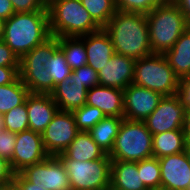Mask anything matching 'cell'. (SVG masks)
Masks as SVG:
<instances>
[{"label": "cell", "mask_w": 190, "mask_h": 190, "mask_svg": "<svg viewBox=\"0 0 190 190\" xmlns=\"http://www.w3.org/2000/svg\"><path fill=\"white\" fill-rule=\"evenodd\" d=\"M4 129V123H3V117L2 115L0 114V131Z\"/></svg>", "instance_id": "681fc988"}, {"label": "cell", "mask_w": 190, "mask_h": 190, "mask_svg": "<svg viewBox=\"0 0 190 190\" xmlns=\"http://www.w3.org/2000/svg\"><path fill=\"white\" fill-rule=\"evenodd\" d=\"M15 13L47 10V0H11Z\"/></svg>", "instance_id": "d590c367"}, {"label": "cell", "mask_w": 190, "mask_h": 190, "mask_svg": "<svg viewBox=\"0 0 190 190\" xmlns=\"http://www.w3.org/2000/svg\"><path fill=\"white\" fill-rule=\"evenodd\" d=\"M59 49L72 71L87 65L85 43L80 37H59Z\"/></svg>", "instance_id": "484cf974"}, {"label": "cell", "mask_w": 190, "mask_h": 190, "mask_svg": "<svg viewBox=\"0 0 190 190\" xmlns=\"http://www.w3.org/2000/svg\"><path fill=\"white\" fill-rule=\"evenodd\" d=\"M29 94L20 77L11 84L0 85V114L3 115L14 107L22 105Z\"/></svg>", "instance_id": "d4e9b609"}, {"label": "cell", "mask_w": 190, "mask_h": 190, "mask_svg": "<svg viewBox=\"0 0 190 190\" xmlns=\"http://www.w3.org/2000/svg\"><path fill=\"white\" fill-rule=\"evenodd\" d=\"M4 26H5V20L0 18V41H3Z\"/></svg>", "instance_id": "bcb514c9"}, {"label": "cell", "mask_w": 190, "mask_h": 190, "mask_svg": "<svg viewBox=\"0 0 190 190\" xmlns=\"http://www.w3.org/2000/svg\"><path fill=\"white\" fill-rule=\"evenodd\" d=\"M19 77L29 93L51 94L55 88L45 65H20Z\"/></svg>", "instance_id": "44dd1931"}, {"label": "cell", "mask_w": 190, "mask_h": 190, "mask_svg": "<svg viewBox=\"0 0 190 190\" xmlns=\"http://www.w3.org/2000/svg\"><path fill=\"white\" fill-rule=\"evenodd\" d=\"M45 66L47 71L50 73L55 86L63 82L65 79L70 78L72 69L67 64L65 56L59 48L50 57L49 61Z\"/></svg>", "instance_id": "1f68e13d"}, {"label": "cell", "mask_w": 190, "mask_h": 190, "mask_svg": "<svg viewBox=\"0 0 190 190\" xmlns=\"http://www.w3.org/2000/svg\"><path fill=\"white\" fill-rule=\"evenodd\" d=\"M15 13L11 0H0V18L7 20Z\"/></svg>", "instance_id": "b9f144b4"}, {"label": "cell", "mask_w": 190, "mask_h": 190, "mask_svg": "<svg viewBox=\"0 0 190 190\" xmlns=\"http://www.w3.org/2000/svg\"><path fill=\"white\" fill-rule=\"evenodd\" d=\"M103 29L109 35L115 53L135 60L152 54L146 14L117 10Z\"/></svg>", "instance_id": "6da1fadb"}, {"label": "cell", "mask_w": 190, "mask_h": 190, "mask_svg": "<svg viewBox=\"0 0 190 190\" xmlns=\"http://www.w3.org/2000/svg\"><path fill=\"white\" fill-rule=\"evenodd\" d=\"M85 43L87 52V65L96 72L107 64L108 60L115 54L114 46L109 35L102 28L101 30L79 36Z\"/></svg>", "instance_id": "e0dca14e"}, {"label": "cell", "mask_w": 190, "mask_h": 190, "mask_svg": "<svg viewBox=\"0 0 190 190\" xmlns=\"http://www.w3.org/2000/svg\"><path fill=\"white\" fill-rule=\"evenodd\" d=\"M169 0H116V9L121 12L148 14L155 7Z\"/></svg>", "instance_id": "d6a6232c"}, {"label": "cell", "mask_w": 190, "mask_h": 190, "mask_svg": "<svg viewBox=\"0 0 190 190\" xmlns=\"http://www.w3.org/2000/svg\"><path fill=\"white\" fill-rule=\"evenodd\" d=\"M148 190H172V189H169V188H166V187H163V186H159V187H155V188L148 189Z\"/></svg>", "instance_id": "c3c4849f"}, {"label": "cell", "mask_w": 190, "mask_h": 190, "mask_svg": "<svg viewBox=\"0 0 190 190\" xmlns=\"http://www.w3.org/2000/svg\"><path fill=\"white\" fill-rule=\"evenodd\" d=\"M15 173L11 168L10 162L0 156V188L14 181Z\"/></svg>", "instance_id": "f35d334b"}, {"label": "cell", "mask_w": 190, "mask_h": 190, "mask_svg": "<svg viewBox=\"0 0 190 190\" xmlns=\"http://www.w3.org/2000/svg\"><path fill=\"white\" fill-rule=\"evenodd\" d=\"M186 146V137L183 130H171L153 135V157L183 152Z\"/></svg>", "instance_id": "603a6c76"}, {"label": "cell", "mask_w": 190, "mask_h": 190, "mask_svg": "<svg viewBox=\"0 0 190 190\" xmlns=\"http://www.w3.org/2000/svg\"><path fill=\"white\" fill-rule=\"evenodd\" d=\"M20 67L0 66V85L13 83L19 77Z\"/></svg>", "instance_id": "ab89813d"}, {"label": "cell", "mask_w": 190, "mask_h": 190, "mask_svg": "<svg viewBox=\"0 0 190 190\" xmlns=\"http://www.w3.org/2000/svg\"><path fill=\"white\" fill-rule=\"evenodd\" d=\"M25 103L29 130L42 134L59 110L57 104L51 94L33 93L27 96Z\"/></svg>", "instance_id": "9a60e30c"}, {"label": "cell", "mask_w": 190, "mask_h": 190, "mask_svg": "<svg viewBox=\"0 0 190 190\" xmlns=\"http://www.w3.org/2000/svg\"><path fill=\"white\" fill-rule=\"evenodd\" d=\"M0 66L20 67V59L4 41H0Z\"/></svg>", "instance_id": "8d00e7d4"}, {"label": "cell", "mask_w": 190, "mask_h": 190, "mask_svg": "<svg viewBox=\"0 0 190 190\" xmlns=\"http://www.w3.org/2000/svg\"><path fill=\"white\" fill-rule=\"evenodd\" d=\"M87 90L68 78L55 86L51 96L60 111L73 112L86 104Z\"/></svg>", "instance_id": "ac0fdd59"}, {"label": "cell", "mask_w": 190, "mask_h": 190, "mask_svg": "<svg viewBox=\"0 0 190 190\" xmlns=\"http://www.w3.org/2000/svg\"><path fill=\"white\" fill-rule=\"evenodd\" d=\"M20 174L32 184L44 185L49 190H71L65 166L57 156L26 167Z\"/></svg>", "instance_id": "30bf717a"}, {"label": "cell", "mask_w": 190, "mask_h": 190, "mask_svg": "<svg viewBox=\"0 0 190 190\" xmlns=\"http://www.w3.org/2000/svg\"><path fill=\"white\" fill-rule=\"evenodd\" d=\"M108 190H116V189H113L111 186L108 188Z\"/></svg>", "instance_id": "f907efd6"}, {"label": "cell", "mask_w": 190, "mask_h": 190, "mask_svg": "<svg viewBox=\"0 0 190 190\" xmlns=\"http://www.w3.org/2000/svg\"><path fill=\"white\" fill-rule=\"evenodd\" d=\"M135 59L118 53L98 71L99 85L126 89L134 78Z\"/></svg>", "instance_id": "4fadbf2b"}, {"label": "cell", "mask_w": 190, "mask_h": 190, "mask_svg": "<svg viewBox=\"0 0 190 190\" xmlns=\"http://www.w3.org/2000/svg\"><path fill=\"white\" fill-rule=\"evenodd\" d=\"M79 132L74 114L58 110L42 133L46 152L50 156L63 153Z\"/></svg>", "instance_id": "ba28073f"}, {"label": "cell", "mask_w": 190, "mask_h": 190, "mask_svg": "<svg viewBox=\"0 0 190 190\" xmlns=\"http://www.w3.org/2000/svg\"><path fill=\"white\" fill-rule=\"evenodd\" d=\"M141 182L147 189L161 186V170L158 158L151 157L138 162Z\"/></svg>", "instance_id": "f1b7e54d"}, {"label": "cell", "mask_w": 190, "mask_h": 190, "mask_svg": "<svg viewBox=\"0 0 190 190\" xmlns=\"http://www.w3.org/2000/svg\"><path fill=\"white\" fill-rule=\"evenodd\" d=\"M177 95L186 111H190V75L179 79Z\"/></svg>", "instance_id": "74e56055"}, {"label": "cell", "mask_w": 190, "mask_h": 190, "mask_svg": "<svg viewBox=\"0 0 190 190\" xmlns=\"http://www.w3.org/2000/svg\"><path fill=\"white\" fill-rule=\"evenodd\" d=\"M79 131L89 132L98 122L105 118V114L97 107L83 105L72 112Z\"/></svg>", "instance_id": "f546056e"}, {"label": "cell", "mask_w": 190, "mask_h": 190, "mask_svg": "<svg viewBox=\"0 0 190 190\" xmlns=\"http://www.w3.org/2000/svg\"><path fill=\"white\" fill-rule=\"evenodd\" d=\"M2 190H22V188L15 181H13L12 183L2 187Z\"/></svg>", "instance_id": "f6af8a7d"}, {"label": "cell", "mask_w": 190, "mask_h": 190, "mask_svg": "<svg viewBox=\"0 0 190 190\" xmlns=\"http://www.w3.org/2000/svg\"><path fill=\"white\" fill-rule=\"evenodd\" d=\"M47 10L51 36L79 37L102 29L81 0H47Z\"/></svg>", "instance_id": "3957f363"}, {"label": "cell", "mask_w": 190, "mask_h": 190, "mask_svg": "<svg viewBox=\"0 0 190 190\" xmlns=\"http://www.w3.org/2000/svg\"><path fill=\"white\" fill-rule=\"evenodd\" d=\"M50 37L48 10L14 13L5 20L3 41L19 59Z\"/></svg>", "instance_id": "7a4b0ae2"}, {"label": "cell", "mask_w": 190, "mask_h": 190, "mask_svg": "<svg viewBox=\"0 0 190 190\" xmlns=\"http://www.w3.org/2000/svg\"><path fill=\"white\" fill-rule=\"evenodd\" d=\"M49 156L43 145L42 134L28 129L17 133L10 165L17 174L28 166L43 162Z\"/></svg>", "instance_id": "8fae6325"}, {"label": "cell", "mask_w": 190, "mask_h": 190, "mask_svg": "<svg viewBox=\"0 0 190 190\" xmlns=\"http://www.w3.org/2000/svg\"><path fill=\"white\" fill-rule=\"evenodd\" d=\"M123 117H105L90 131L93 141L109 154L114 146Z\"/></svg>", "instance_id": "cb8c5ba5"}, {"label": "cell", "mask_w": 190, "mask_h": 190, "mask_svg": "<svg viewBox=\"0 0 190 190\" xmlns=\"http://www.w3.org/2000/svg\"><path fill=\"white\" fill-rule=\"evenodd\" d=\"M124 90L97 85L87 90L86 104L97 107L107 117L124 118Z\"/></svg>", "instance_id": "2e32d148"}, {"label": "cell", "mask_w": 190, "mask_h": 190, "mask_svg": "<svg viewBox=\"0 0 190 190\" xmlns=\"http://www.w3.org/2000/svg\"><path fill=\"white\" fill-rule=\"evenodd\" d=\"M70 80L84 85L87 89L99 85L98 72L88 65L73 70L70 75Z\"/></svg>", "instance_id": "836d02e7"}, {"label": "cell", "mask_w": 190, "mask_h": 190, "mask_svg": "<svg viewBox=\"0 0 190 190\" xmlns=\"http://www.w3.org/2000/svg\"><path fill=\"white\" fill-rule=\"evenodd\" d=\"M185 15L186 20L190 23V0H172Z\"/></svg>", "instance_id": "7bdbcfd3"}, {"label": "cell", "mask_w": 190, "mask_h": 190, "mask_svg": "<svg viewBox=\"0 0 190 190\" xmlns=\"http://www.w3.org/2000/svg\"><path fill=\"white\" fill-rule=\"evenodd\" d=\"M82 5L90 13L93 20L104 28L116 13V0H81Z\"/></svg>", "instance_id": "83f0119b"}, {"label": "cell", "mask_w": 190, "mask_h": 190, "mask_svg": "<svg viewBox=\"0 0 190 190\" xmlns=\"http://www.w3.org/2000/svg\"><path fill=\"white\" fill-rule=\"evenodd\" d=\"M59 48V38L51 36L20 59V65H46Z\"/></svg>", "instance_id": "4316f807"}, {"label": "cell", "mask_w": 190, "mask_h": 190, "mask_svg": "<svg viewBox=\"0 0 190 190\" xmlns=\"http://www.w3.org/2000/svg\"><path fill=\"white\" fill-rule=\"evenodd\" d=\"M65 166L71 190H108L111 177V158L92 161H75L68 159L63 153L57 155Z\"/></svg>", "instance_id": "52a82bcc"}, {"label": "cell", "mask_w": 190, "mask_h": 190, "mask_svg": "<svg viewBox=\"0 0 190 190\" xmlns=\"http://www.w3.org/2000/svg\"><path fill=\"white\" fill-rule=\"evenodd\" d=\"M183 131L186 137V143H190V111H186L184 118Z\"/></svg>", "instance_id": "ee69618b"}, {"label": "cell", "mask_w": 190, "mask_h": 190, "mask_svg": "<svg viewBox=\"0 0 190 190\" xmlns=\"http://www.w3.org/2000/svg\"><path fill=\"white\" fill-rule=\"evenodd\" d=\"M152 53L164 54L190 26L183 12L169 0L146 14Z\"/></svg>", "instance_id": "277c9868"}, {"label": "cell", "mask_w": 190, "mask_h": 190, "mask_svg": "<svg viewBox=\"0 0 190 190\" xmlns=\"http://www.w3.org/2000/svg\"><path fill=\"white\" fill-rule=\"evenodd\" d=\"M63 154L70 160L85 162L104 158L107 154L93 141L89 132L80 131Z\"/></svg>", "instance_id": "7402d4cb"}, {"label": "cell", "mask_w": 190, "mask_h": 190, "mask_svg": "<svg viewBox=\"0 0 190 190\" xmlns=\"http://www.w3.org/2000/svg\"><path fill=\"white\" fill-rule=\"evenodd\" d=\"M161 170V186L172 190H188L190 163L183 152L158 158Z\"/></svg>", "instance_id": "5bb4252c"}, {"label": "cell", "mask_w": 190, "mask_h": 190, "mask_svg": "<svg viewBox=\"0 0 190 190\" xmlns=\"http://www.w3.org/2000/svg\"><path fill=\"white\" fill-rule=\"evenodd\" d=\"M186 108L177 94L163 96L157 108L144 120L152 135L183 130Z\"/></svg>", "instance_id": "9c48e42d"}, {"label": "cell", "mask_w": 190, "mask_h": 190, "mask_svg": "<svg viewBox=\"0 0 190 190\" xmlns=\"http://www.w3.org/2000/svg\"><path fill=\"white\" fill-rule=\"evenodd\" d=\"M132 83L171 96L177 94L179 79L163 54L152 53L135 61Z\"/></svg>", "instance_id": "8992f818"}, {"label": "cell", "mask_w": 190, "mask_h": 190, "mask_svg": "<svg viewBox=\"0 0 190 190\" xmlns=\"http://www.w3.org/2000/svg\"><path fill=\"white\" fill-rule=\"evenodd\" d=\"M2 117L4 129L11 131L12 133L17 134L29 129L28 112L25 102L3 114Z\"/></svg>", "instance_id": "4dcf8cb0"}, {"label": "cell", "mask_w": 190, "mask_h": 190, "mask_svg": "<svg viewBox=\"0 0 190 190\" xmlns=\"http://www.w3.org/2000/svg\"><path fill=\"white\" fill-rule=\"evenodd\" d=\"M163 55L178 79L190 75V26Z\"/></svg>", "instance_id": "ffe728a7"}, {"label": "cell", "mask_w": 190, "mask_h": 190, "mask_svg": "<svg viewBox=\"0 0 190 190\" xmlns=\"http://www.w3.org/2000/svg\"><path fill=\"white\" fill-rule=\"evenodd\" d=\"M110 186L116 190H148L141 182L138 162L111 161Z\"/></svg>", "instance_id": "d6986e66"}, {"label": "cell", "mask_w": 190, "mask_h": 190, "mask_svg": "<svg viewBox=\"0 0 190 190\" xmlns=\"http://www.w3.org/2000/svg\"><path fill=\"white\" fill-rule=\"evenodd\" d=\"M163 95L131 83L124 89V119L144 121L159 105Z\"/></svg>", "instance_id": "7c38bea8"}, {"label": "cell", "mask_w": 190, "mask_h": 190, "mask_svg": "<svg viewBox=\"0 0 190 190\" xmlns=\"http://www.w3.org/2000/svg\"><path fill=\"white\" fill-rule=\"evenodd\" d=\"M14 181L22 188V190H49L45 189L44 185L28 182L20 173L15 174Z\"/></svg>", "instance_id": "60d3db41"}, {"label": "cell", "mask_w": 190, "mask_h": 190, "mask_svg": "<svg viewBox=\"0 0 190 190\" xmlns=\"http://www.w3.org/2000/svg\"><path fill=\"white\" fill-rule=\"evenodd\" d=\"M184 153L186 154L188 162L190 163V143H186Z\"/></svg>", "instance_id": "7dc6e473"}, {"label": "cell", "mask_w": 190, "mask_h": 190, "mask_svg": "<svg viewBox=\"0 0 190 190\" xmlns=\"http://www.w3.org/2000/svg\"><path fill=\"white\" fill-rule=\"evenodd\" d=\"M112 161L139 162L153 157V135L144 121L123 119L114 146Z\"/></svg>", "instance_id": "5b68a950"}, {"label": "cell", "mask_w": 190, "mask_h": 190, "mask_svg": "<svg viewBox=\"0 0 190 190\" xmlns=\"http://www.w3.org/2000/svg\"><path fill=\"white\" fill-rule=\"evenodd\" d=\"M16 133H12L6 129L0 131V156L12 161L14 147L16 145Z\"/></svg>", "instance_id": "e575fe53"}]
</instances>
